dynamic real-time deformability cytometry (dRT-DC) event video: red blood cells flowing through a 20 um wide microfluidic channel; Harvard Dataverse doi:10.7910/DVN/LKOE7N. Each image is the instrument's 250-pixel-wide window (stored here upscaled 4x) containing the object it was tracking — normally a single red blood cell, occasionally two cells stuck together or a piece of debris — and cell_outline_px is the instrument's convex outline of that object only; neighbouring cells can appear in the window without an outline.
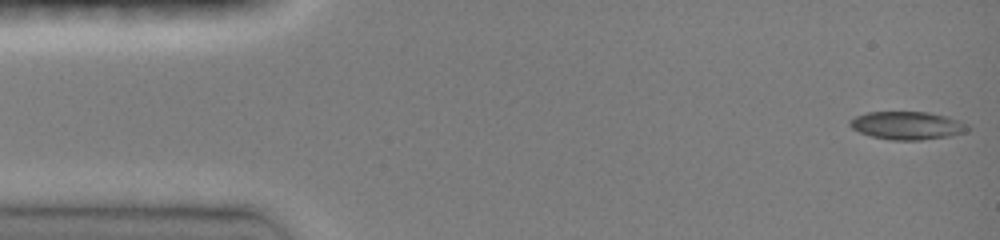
{"species": "common noctule bat (a hibernating species)", "species_latin": "Nyctalus noctula", "temperature_condition": "room temperature", "stored_images_in_passage": 46, "camera_frame_rate_fps": 3000, "um_per_image_px": 0.085, "animal": {"sex": "female", "body_mass_g": 19.0, "forearm_length_mm": 51.5}, "frame": {"image": 1, "passage_image": 1, "time_ms": 0.0, "image_size_px": [1000, 240], "cell_outline_px": [[968, 132], [952, 136], [920, 140], [892, 140], [872, 136], [860, 132], [852, 128], [848, 124], [848, 120], [856, 116], [868, 112], [928, 112], [948, 116], [968, 124]], "centroid_in_image_um": [77.14, 10.67], "position_along_channel_um": 7.9, "area_um2": 19.36}}
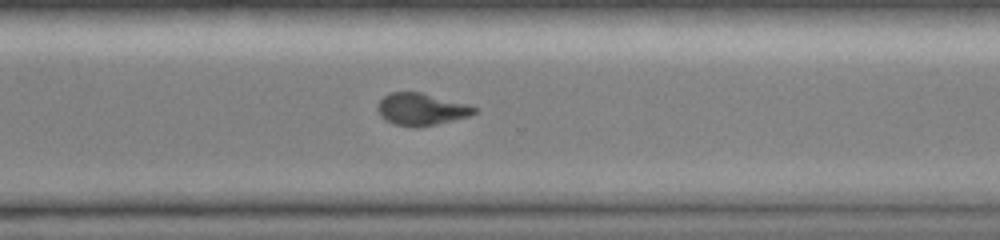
{"frame": {"image": 2, "passage_image": 33, "time_ms": 10.667, "image_size_px": [1000, 240], "cell_outline_px": [[476, 112], [468, 116], [436, 124], [392, 124], [384, 120], [380, 116], [376, 108], [376, 104], [384, 96], [392, 92], [420, 92], [468, 104], [476, 108]], "centroid_in_image_um": [35.76, 9.24], "position_along_channel_um": 334.8, "area_um2": 17.51}}
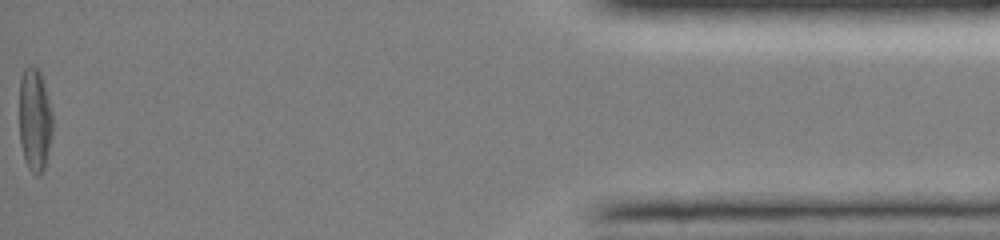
{"frame": {"image": 3, "passage_image": 46, "time_ms": 15.0, "image_size_px": [1000, 240], "cell_outline_px": [[52, 136], [44, 168], [36, 176], [28, 168], [24, 160], [20, 144], [20, 80], [24, 68], [28, 64], [32, 64], [40, 68], [52, 112]], "centroid_in_image_um": [2.95, 10.13], "position_along_channel_um": 432.2, "area_um2": 20.29}, "authors_computed_cell_mechanics": {"area_um2": 18.9295, "velocity_mm_per_s": 4.1515, "shape_relaxation_time_tau1_ms": 8.1451, "shape_relaxation_time_tau2_ms": 4.3776, "deformation_change_tau1": 0.2605, "deformation_change_tau2": 0.1019}}